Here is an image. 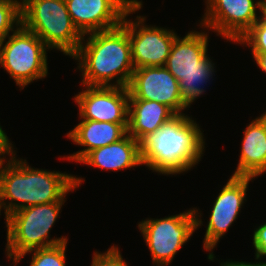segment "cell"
<instances>
[{
  "label": "cell",
  "instance_id": "7402d4cb",
  "mask_svg": "<svg viewBox=\"0 0 266 266\" xmlns=\"http://www.w3.org/2000/svg\"><path fill=\"white\" fill-rule=\"evenodd\" d=\"M252 48V53H266V17L262 16L237 41Z\"/></svg>",
  "mask_w": 266,
  "mask_h": 266
},
{
  "label": "cell",
  "instance_id": "83f0119b",
  "mask_svg": "<svg viewBox=\"0 0 266 266\" xmlns=\"http://www.w3.org/2000/svg\"><path fill=\"white\" fill-rule=\"evenodd\" d=\"M260 13L262 16L266 15V0H260Z\"/></svg>",
  "mask_w": 266,
  "mask_h": 266
},
{
  "label": "cell",
  "instance_id": "5b68a950",
  "mask_svg": "<svg viewBox=\"0 0 266 266\" xmlns=\"http://www.w3.org/2000/svg\"><path fill=\"white\" fill-rule=\"evenodd\" d=\"M64 196L58 202L33 205L20 209L5 217L7 226L6 252L13 255L58 245L67 242L65 236L49 240V233L58 218L62 205L65 203Z\"/></svg>",
  "mask_w": 266,
  "mask_h": 266
},
{
  "label": "cell",
  "instance_id": "5bb4252c",
  "mask_svg": "<svg viewBox=\"0 0 266 266\" xmlns=\"http://www.w3.org/2000/svg\"><path fill=\"white\" fill-rule=\"evenodd\" d=\"M207 48V32L190 31L183 38L176 36L164 66L178 81L191 71H204L212 63Z\"/></svg>",
  "mask_w": 266,
  "mask_h": 266
},
{
  "label": "cell",
  "instance_id": "d6986e66",
  "mask_svg": "<svg viewBox=\"0 0 266 266\" xmlns=\"http://www.w3.org/2000/svg\"><path fill=\"white\" fill-rule=\"evenodd\" d=\"M214 70V64L211 63L204 69V71H191L182 76L178 81L182 100L189 106V108L195 99L206 91L203 89V84L210 81L209 79L213 77Z\"/></svg>",
  "mask_w": 266,
  "mask_h": 266
},
{
  "label": "cell",
  "instance_id": "2e32d148",
  "mask_svg": "<svg viewBox=\"0 0 266 266\" xmlns=\"http://www.w3.org/2000/svg\"><path fill=\"white\" fill-rule=\"evenodd\" d=\"M79 162L110 171L143 165L140 143L128 133L117 142L91 150Z\"/></svg>",
  "mask_w": 266,
  "mask_h": 266
},
{
  "label": "cell",
  "instance_id": "30bf717a",
  "mask_svg": "<svg viewBox=\"0 0 266 266\" xmlns=\"http://www.w3.org/2000/svg\"><path fill=\"white\" fill-rule=\"evenodd\" d=\"M253 177L231 176L216 198L207 224L204 238V249L210 251L208 259L213 261L212 252L220 238L237 219L241 206L246 200L248 184Z\"/></svg>",
  "mask_w": 266,
  "mask_h": 266
},
{
  "label": "cell",
  "instance_id": "7c38bea8",
  "mask_svg": "<svg viewBox=\"0 0 266 266\" xmlns=\"http://www.w3.org/2000/svg\"><path fill=\"white\" fill-rule=\"evenodd\" d=\"M85 87L74 97L81 120L128 124V87Z\"/></svg>",
  "mask_w": 266,
  "mask_h": 266
},
{
  "label": "cell",
  "instance_id": "277c9868",
  "mask_svg": "<svg viewBox=\"0 0 266 266\" xmlns=\"http://www.w3.org/2000/svg\"><path fill=\"white\" fill-rule=\"evenodd\" d=\"M21 24L50 49L72 57L83 35L75 27L65 0H26L21 4Z\"/></svg>",
  "mask_w": 266,
  "mask_h": 266
},
{
  "label": "cell",
  "instance_id": "ffe728a7",
  "mask_svg": "<svg viewBox=\"0 0 266 266\" xmlns=\"http://www.w3.org/2000/svg\"><path fill=\"white\" fill-rule=\"evenodd\" d=\"M67 242L60 243L55 246L38 248L27 251L22 255H13L6 252L8 259H13L14 266L19 263V261L25 257L27 253H32V261L30 266H66V250Z\"/></svg>",
  "mask_w": 266,
  "mask_h": 266
},
{
  "label": "cell",
  "instance_id": "f546056e",
  "mask_svg": "<svg viewBox=\"0 0 266 266\" xmlns=\"http://www.w3.org/2000/svg\"><path fill=\"white\" fill-rule=\"evenodd\" d=\"M21 1H22V2H21ZM21 1H20V4H23L26 0H21Z\"/></svg>",
  "mask_w": 266,
  "mask_h": 266
},
{
  "label": "cell",
  "instance_id": "484cf974",
  "mask_svg": "<svg viewBox=\"0 0 266 266\" xmlns=\"http://www.w3.org/2000/svg\"><path fill=\"white\" fill-rule=\"evenodd\" d=\"M220 266H266V262H256L255 263H251V262H239V261H226V262H222Z\"/></svg>",
  "mask_w": 266,
  "mask_h": 266
},
{
  "label": "cell",
  "instance_id": "ac0fdd59",
  "mask_svg": "<svg viewBox=\"0 0 266 266\" xmlns=\"http://www.w3.org/2000/svg\"><path fill=\"white\" fill-rule=\"evenodd\" d=\"M243 136L238 167L232 176L255 178L266 172V127L255 118Z\"/></svg>",
  "mask_w": 266,
  "mask_h": 266
},
{
  "label": "cell",
  "instance_id": "f1b7e54d",
  "mask_svg": "<svg viewBox=\"0 0 266 266\" xmlns=\"http://www.w3.org/2000/svg\"><path fill=\"white\" fill-rule=\"evenodd\" d=\"M259 120H260V122L266 127V111L263 113V114H261V116H259V117H257Z\"/></svg>",
  "mask_w": 266,
  "mask_h": 266
},
{
  "label": "cell",
  "instance_id": "4fadbf2b",
  "mask_svg": "<svg viewBox=\"0 0 266 266\" xmlns=\"http://www.w3.org/2000/svg\"><path fill=\"white\" fill-rule=\"evenodd\" d=\"M138 0H65L78 31L86 34L116 28Z\"/></svg>",
  "mask_w": 266,
  "mask_h": 266
},
{
  "label": "cell",
  "instance_id": "e0dca14e",
  "mask_svg": "<svg viewBox=\"0 0 266 266\" xmlns=\"http://www.w3.org/2000/svg\"><path fill=\"white\" fill-rule=\"evenodd\" d=\"M177 114L156 101L129 98L127 133L139 143Z\"/></svg>",
  "mask_w": 266,
  "mask_h": 266
},
{
  "label": "cell",
  "instance_id": "9a60e30c",
  "mask_svg": "<svg viewBox=\"0 0 266 266\" xmlns=\"http://www.w3.org/2000/svg\"><path fill=\"white\" fill-rule=\"evenodd\" d=\"M127 128L128 124L82 120L74 129L69 131L67 137L76 145L86 148L69 155L67 159L79 162L91 150L122 139L127 134Z\"/></svg>",
  "mask_w": 266,
  "mask_h": 266
},
{
  "label": "cell",
  "instance_id": "603a6c76",
  "mask_svg": "<svg viewBox=\"0 0 266 266\" xmlns=\"http://www.w3.org/2000/svg\"><path fill=\"white\" fill-rule=\"evenodd\" d=\"M117 246H112L104 253L94 252L91 266H128Z\"/></svg>",
  "mask_w": 266,
  "mask_h": 266
},
{
  "label": "cell",
  "instance_id": "6da1fadb",
  "mask_svg": "<svg viewBox=\"0 0 266 266\" xmlns=\"http://www.w3.org/2000/svg\"><path fill=\"white\" fill-rule=\"evenodd\" d=\"M14 155L0 166V213L4 208L5 217L25 207L58 202L85 181L65 172L34 169Z\"/></svg>",
  "mask_w": 266,
  "mask_h": 266
},
{
  "label": "cell",
  "instance_id": "3957f363",
  "mask_svg": "<svg viewBox=\"0 0 266 266\" xmlns=\"http://www.w3.org/2000/svg\"><path fill=\"white\" fill-rule=\"evenodd\" d=\"M87 35V41L83 36L77 52L72 56L79 62L82 85L128 87L135 68L127 29L121 24ZM114 78L116 81L112 84L110 81Z\"/></svg>",
  "mask_w": 266,
  "mask_h": 266
},
{
  "label": "cell",
  "instance_id": "44dd1931",
  "mask_svg": "<svg viewBox=\"0 0 266 266\" xmlns=\"http://www.w3.org/2000/svg\"><path fill=\"white\" fill-rule=\"evenodd\" d=\"M21 24V4L17 0H0V42Z\"/></svg>",
  "mask_w": 266,
  "mask_h": 266
},
{
  "label": "cell",
  "instance_id": "9c48e42d",
  "mask_svg": "<svg viewBox=\"0 0 266 266\" xmlns=\"http://www.w3.org/2000/svg\"><path fill=\"white\" fill-rule=\"evenodd\" d=\"M201 27L213 29L227 41H237L262 17L260 0H207Z\"/></svg>",
  "mask_w": 266,
  "mask_h": 266
},
{
  "label": "cell",
  "instance_id": "cb8c5ba5",
  "mask_svg": "<svg viewBox=\"0 0 266 266\" xmlns=\"http://www.w3.org/2000/svg\"><path fill=\"white\" fill-rule=\"evenodd\" d=\"M253 246L256 252L255 259L260 260L263 256H266V222L255 229Z\"/></svg>",
  "mask_w": 266,
  "mask_h": 266
},
{
  "label": "cell",
  "instance_id": "8fae6325",
  "mask_svg": "<svg viewBox=\"0 0 266 266\" xmlns=\"http://www.w3.org/2000/svg\"><path fill=\"white\" fill-rule=\"evenodd\" d=\"M129 98L156 101L176 114L189 106L182 100L178 80L165 66L141 67L133 71L128 85Z\"/></svg>",
  "mask_w": 266,
  "mask_h": 266
},
{
  "label": "cell",
  "instance_id": "4316f807",
  "mask_svg": "<svg viewBox=\"0 0 266 266\" xmlns=\"http://www.w3.org/2000/svg\"><path fill=\"white\" fill-rule=\"evenodd\" d=\"M257 66L266 73V53H251Z\"/></svg>",
  "mask_w": 266,
  "mask_h": 266
},
{
  "label": "cell",
  "instance_id": "52a82bcc",
  "mask_svg": "<svg viewBox=\"0 0 266 266\" xmlns=\"http://www.w3.org/2000/svg\"><path fill=\"white\" fill-rule=\"evenodd\" d=\"M196 209L160 219H146L138 224L150 249L153 264L167 266L176 253L190 239L202 220Z\"/></svg>",
  "mask_w": 266,
  "mask_h": 266
},
{
  "label": "cell",
  "instance_id": "ba28073f",
  "mask_svg": "<svg viewBox=\"0 0 266 266\" xmlns=\"http://www.w3.org/2000/svg\"><path fill=\"white\" fill-rule=\"evenodd\" d=\"M142 4V0L137 1L122 21L128 31L134 68L164 66L177 34L173 30L144 25L145 17L142 16H137L136 22L127 19V16L140 10Z\"/></svg>",
  "mask_w": 266,
  "mask_h": 266
},
{
  "label": "cell",
  "instance_id": "8992f818",
  "mask_svg": "<svg viewBox=\"0 0 266 266\" xmlns=\"http://www.w3.org/2000/svg\"><path fill=\"white\" fill-rule=\"evenodd\" d=\"M0 42V65L21 89L48 74L45 43L22 24ZM6 42V43H5ZM5 43V44H3Z\"/></svg>",
  "mask_w": 266,
  "mask_h": 266
},
{
  "label": "cell",
  "instance_id": "7a4b0ae2",
  "mask_svg": "<svg viewBox=\"0 0 266 266\" xmlns=\"http://www.w3.org/2000/svg\"><path fill=\"white\" fill-rule=\"evenodd\" d=\"M204 143L196 121L177 114L140 142L142 164L160 174H181L201 160Z\"/></svg>",
  "mask_w": 266,
  "mask_h": 266
},
{
  "label": "cell",
  "instance_id": "d4e9b609",
  "mask_svg": "<svg viewBox=\"0 0 266 266\" xmlns=\"http://www.w3.org/2000/svg\"><path fill=\"white\" fill-rule=\"evenodd\" d=\"M12 145L13 144L9 141L6 133L2 130V127L0 126V162L8 161L5 159L6 155L11 156L15 152L12 148Z\"/></svg>",
  "mask_w": 266,
  "mask_h": 266
}]
</instances>
